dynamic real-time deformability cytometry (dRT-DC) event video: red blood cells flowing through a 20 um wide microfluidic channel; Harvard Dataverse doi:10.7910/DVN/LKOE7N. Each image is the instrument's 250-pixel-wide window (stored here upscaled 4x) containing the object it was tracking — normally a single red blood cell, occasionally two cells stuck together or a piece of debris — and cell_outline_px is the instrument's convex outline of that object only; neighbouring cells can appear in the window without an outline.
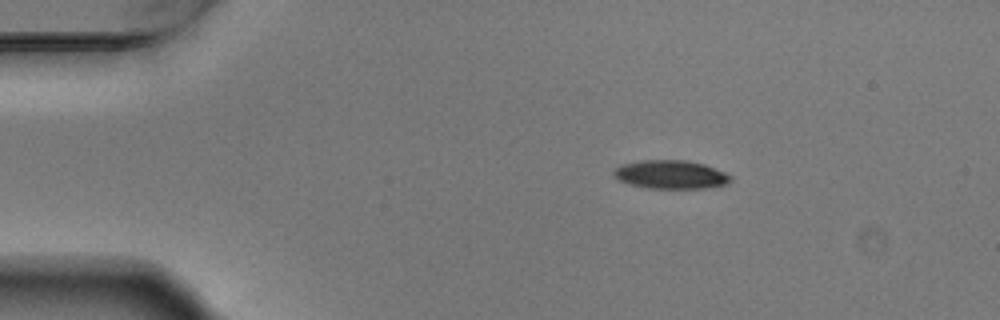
{"species": "Egyptian fruit bat (a non-hibernating species)", "species_latin": "Rousettus aegyptiacus", "temperature_condition": "warm", "stored_images_in_passage": 4, "camera_frame_rate_fps": 3000, "um_per_image_px": 0.085, "animal": {"sex": "male"}, "frame": {"image": 1, "passage_image": 2, "time_ms": 0.333, "image_size_px": [1000, 320], "cell_outline_px": [[732, 180], [724, 184], [704, 188], [648, 188], [632, 184], [620, 180], [612, 172], [620, 164], [640, 160], [684, 160], [704, 164], [724, 172], [732, 176]], "centroid_in_image_um": [57.01, 14.82], "position_along_channel_um": 28.0, "area_um2": 19.19}}